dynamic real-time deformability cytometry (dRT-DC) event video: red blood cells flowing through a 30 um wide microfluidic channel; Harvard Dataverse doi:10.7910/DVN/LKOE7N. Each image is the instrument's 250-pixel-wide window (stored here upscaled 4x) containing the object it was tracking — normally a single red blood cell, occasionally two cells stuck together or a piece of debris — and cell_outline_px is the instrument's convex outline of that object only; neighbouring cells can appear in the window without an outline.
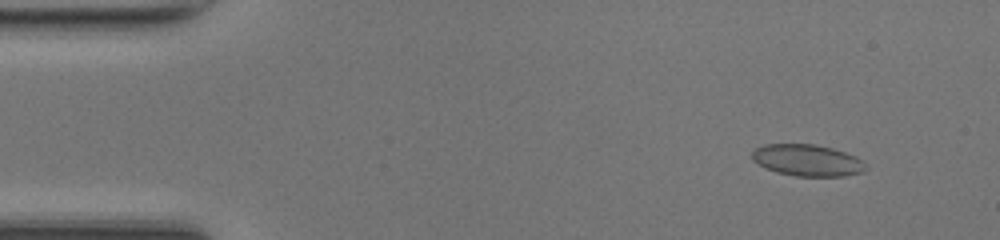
{"species": "common noctule bat (a hibernating species)", "species_latin": "Nyctalus noctula", "temperature_condition": "room temperature", "stored_images_in_passage": 15, "camera_frame_rate_fps": 3000, "um_per_image_px": 0.085, "animal": {"sex": "female", "body_mass_g": 17.0, "forearm_length_mm": 48.0}, "frame": {"image": 1, "passage_image": 5, "time_ms": 1.333, "image_size_px": [1000, 240], "cell_outline_px": [[868, 168], [864, 172], [844, 176], [796, 176], [776, 172], [764, 168], [752, 160], [752, 152], [756, 148], [764, 144], [816, 144], [832, 148], [856, 156]], "centroid_in_image_um": [68.61, 13.63], "position_along_channel_um": 16.4, "area_um2": 21.04}}